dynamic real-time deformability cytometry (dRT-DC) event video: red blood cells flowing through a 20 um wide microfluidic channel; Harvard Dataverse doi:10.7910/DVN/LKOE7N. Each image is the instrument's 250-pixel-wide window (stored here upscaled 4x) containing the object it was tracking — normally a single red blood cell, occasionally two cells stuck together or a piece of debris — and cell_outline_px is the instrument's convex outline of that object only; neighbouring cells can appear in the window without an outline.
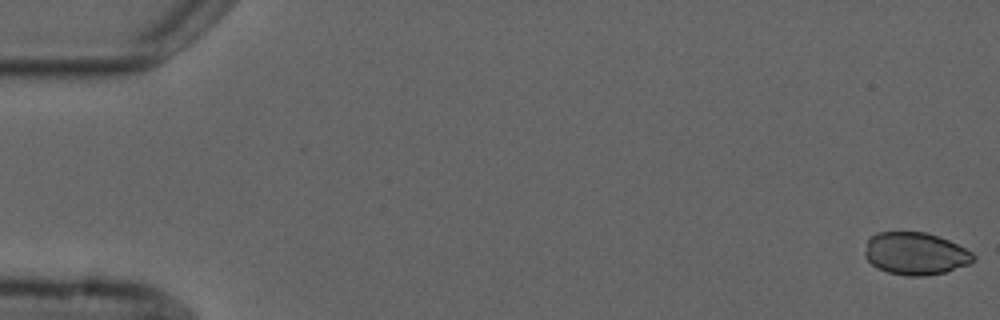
{"species": "common noctule bat (a hibernating species)", "species_latin": "Nyctalus noctula", "temperature_condition": "cold", "stored_images_in_passage": 5, "camera_frame_rate_fps": 3000, "um_per_image_px": 0.085, "animal": {"sex": "male", "forearm_length_mm": 52.5}, "frame": {"image": 1, "passage_image": 1, "time_ms": 0.0, "image_size_px": [1000, 320], "cell_outline_px": [[976, 260], [968, 264], [944, 272], [924, 276], [908, 276], [888, 272], [876, 268], [864, 256], [864, 252], [868, 236], [876, 232], [924, 232], [948, 240], [972, 252], [976, 256]], "centroid_in_image_um": [77.77, 21.55], "position_along_channel_um": 7.2, "area_um2": 26.88}}